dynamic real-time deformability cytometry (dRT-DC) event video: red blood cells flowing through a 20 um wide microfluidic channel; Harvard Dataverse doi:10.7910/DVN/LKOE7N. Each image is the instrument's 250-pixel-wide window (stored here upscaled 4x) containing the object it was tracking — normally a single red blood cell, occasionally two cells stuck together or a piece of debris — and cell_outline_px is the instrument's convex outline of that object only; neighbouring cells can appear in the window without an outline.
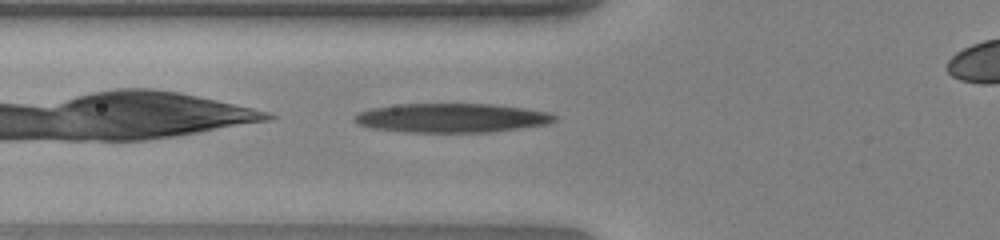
{"species": "human", "species_latin": "Homo sapiens", "temperature_condition": "warm", "stored_images_in_passage": 32, "camera_frame_rate_fps": 3000, "um_per_image_px": 0.085, "donor": {"sex": "female"}, "frame": {"image": 1, "passage_image": 2, "time_ms": 0.333, "image_size_px": [1000, 240], "cell_outline_px": [[556, 120], [548, 124], [488, 132], [404, 132], [372, 128], [356, 124], [352, 120], [352, 116], [356, 112], [372, 108], [400, 104], [492, 104], [524, 108], [548, 112], [556, 116]], "centroid_in_image_um": [38.32, 10.02], "position_along_channel_um": 87.5, "area_um2": 34.04}}
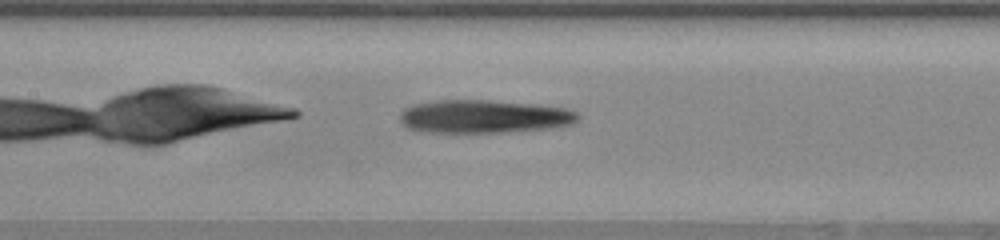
{"frame": {"image": 2, "passage_image": 8, "time_ms": 2.333, "image_size_px": [1000, 240], "cell_outline_px": [[580, 116], [572, 124], [548, 128], [504, 132], [416, 132], [404, 128], [400, 124], [400, 112], [404, 108], [412, 104], [440, 100], [488, 100], [528, 104], [564, 108], [576, 112]], "centroid_in_image_um": [41.01, 9.91], "position_along_channel_um": 166.4, "area_um2": 34.45}}
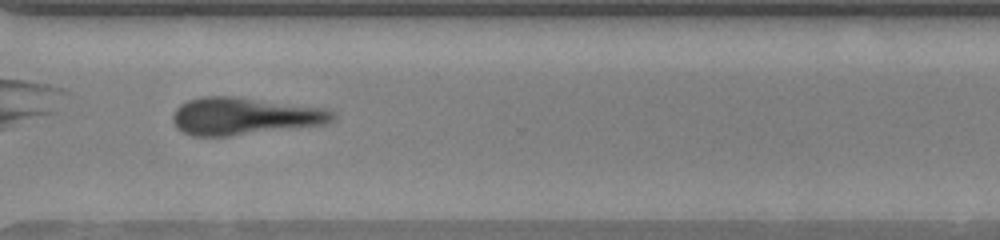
{"frame": {"image": 3, "passage_image": 22, "time_ms": 7.0, "image_size_px": [1000, 240], "cell_outline_px": [[336, 120], [328, 124], [228, 136], [192, 136], [176, 128], [172, 120], [172, 116], [176, 108], [180, 104], [188, 100], [200, 96], [232, 96], [324, 108], [332, 112], [336, 116]], "centroid_in_image_um": [20.75, 9.88], "position_along_channel_um": 349.8, "area_um2": 34.85}, "authors_computed_cell_mechanics": {"area_um2": 34.8823, "velocity_mm_per_s": 3.9389, "shape_relaxation_time_tau1_ms": 8.1228, "shape_relaxation_time_tau2_ms": null, "deformation_change_tau1": 0.2107, "deformation_change_tau2": null}}